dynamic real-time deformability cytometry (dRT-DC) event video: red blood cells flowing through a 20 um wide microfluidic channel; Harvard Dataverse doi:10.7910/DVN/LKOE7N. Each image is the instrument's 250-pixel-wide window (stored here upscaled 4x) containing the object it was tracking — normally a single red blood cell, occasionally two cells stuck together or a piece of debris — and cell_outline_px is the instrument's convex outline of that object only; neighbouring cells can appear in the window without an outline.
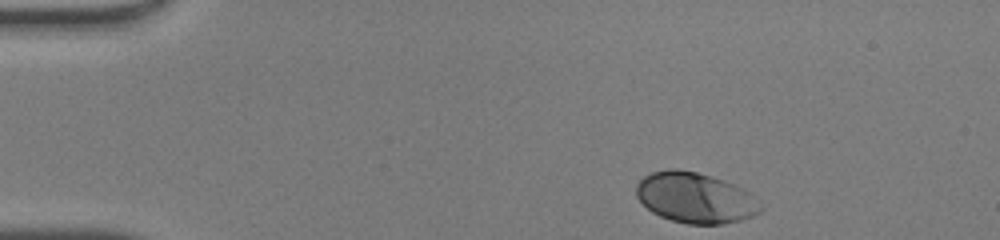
{"species": "human", "species_latin": "Homo sapiens", "temperature_condition": "warm", "stored_images_in_passage": 35, "camera_frame_rate_fps": 3000, "um_per_image_px": 0.085, "donor": {"sex": "male"}, "frame": {"image": 1, "passage_image": 1, "time_ms": 0.0, "image_size_px": [1000, 240], "cell_outline_px": [[764, 208], [760, 212], [752, 216], [740, 220], [724, 224], [688, 224], [672, 220], [660, 216], [652, 212], [636, 196], [636, 184], [644, 176], [652, 172], [668, 168], [676, 168], [696, 172], [712, 176], [724, 180], [748, 192], [760, 200]], "centroid_in_image_um": [59.11, 16.81], "position_along_channel_um": 25.9, "area_um2": 36.7}}
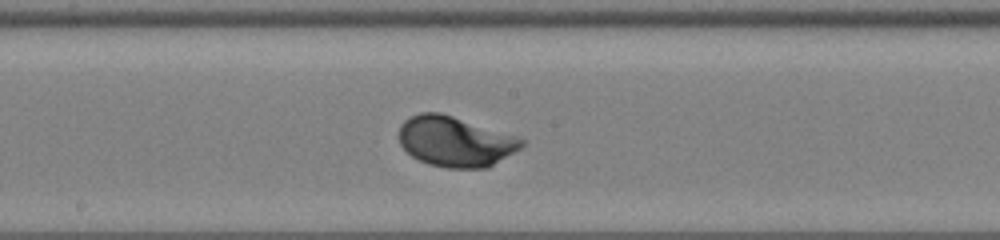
{"frame": {"image": 2, "passage_image": 20, "time_ms": 6.333, "image_size_px": [1000, 240], "cell_outline_px": [[524, 144], [520, 148], [488, 168], [448, 168], [428, 164], [412, 156], [400, 144], [400, 124], [404, 120], [420, 112], [440, 112], [516, 136], [524, 140]], "centroid_in_image_um": [38.68, 12.03], "position_along_channel_um": 209.5, "area_um2": 35.6}}
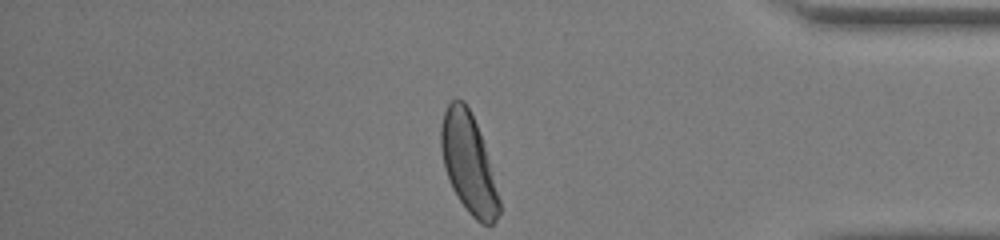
{"frame": {"image": 3, "passage_image": 35, "time_ms": 11.333, "image_size_px": [1000, 240], "cell_outline_px": [[500, 212], [496, 220], [492, 224], [480, 224], [468, 212], [456, 196], [452, 188], [444, 168], [440, 148], [440, 124], [444, 112], [448, 104], [452, 100], [464, 100], [476, 124], [484, 148], [500, 200]], "centroid_in_image_um": [39.78, 13.91], "position_along_channel_um": 395.4, "area_um2": 33.23}, "authors_computed_cell_mechanics": {"area_um2": 35.258, "velocity_mm_per_s": 4.2121, "shape_relaxation_time_tau1_ms": 1.4128, "shape_relaxation_time_tau2_ms": null, "deformation_change_tau1": 0.128, "deformation_change_tau2": null}}